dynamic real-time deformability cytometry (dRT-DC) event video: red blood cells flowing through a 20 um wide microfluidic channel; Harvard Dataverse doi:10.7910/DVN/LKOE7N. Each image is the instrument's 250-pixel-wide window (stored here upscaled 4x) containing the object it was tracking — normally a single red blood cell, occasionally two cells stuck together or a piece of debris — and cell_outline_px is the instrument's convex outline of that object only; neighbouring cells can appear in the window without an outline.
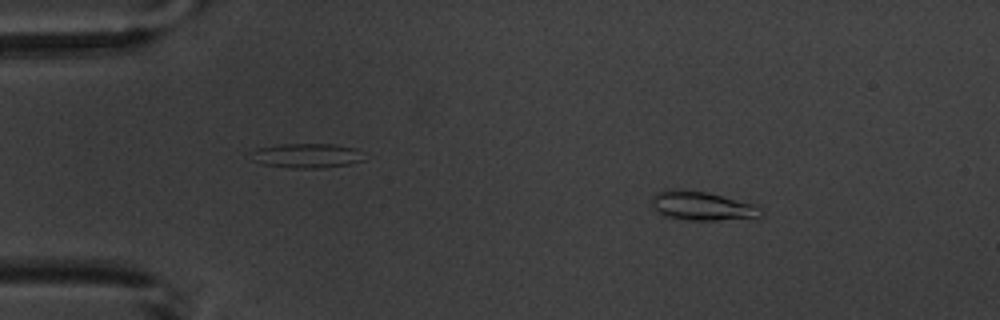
{"species": "common noctule bat (a hibernating species)", "species_latin": "Nyctalus noctula", "temperature_condition": "warm", "stored_images_in_passage": 5, "camera_frame_rate_fps": 3000, "um_per_image_px": 0.085, "animal": {"sex": "male", "body_mass_g": 20.1, "forearm_length_mm": 53.5}, "frame": {"image": 1, "passage_image": 2, "time_ms": 1.333, "image_size_px": [1000, 320], "cell_outline_px": [[764, 216], [716, 220], [692, 220], [664, 216], [652, 208], [652, 196], [656, 192], [664, 188], [704, 192], [756, 204], [764, 212]], "centroid_in_image_um": [59.64, 17.5], "position_along_channel_um": 25.4, "area_um2": 18.32}}